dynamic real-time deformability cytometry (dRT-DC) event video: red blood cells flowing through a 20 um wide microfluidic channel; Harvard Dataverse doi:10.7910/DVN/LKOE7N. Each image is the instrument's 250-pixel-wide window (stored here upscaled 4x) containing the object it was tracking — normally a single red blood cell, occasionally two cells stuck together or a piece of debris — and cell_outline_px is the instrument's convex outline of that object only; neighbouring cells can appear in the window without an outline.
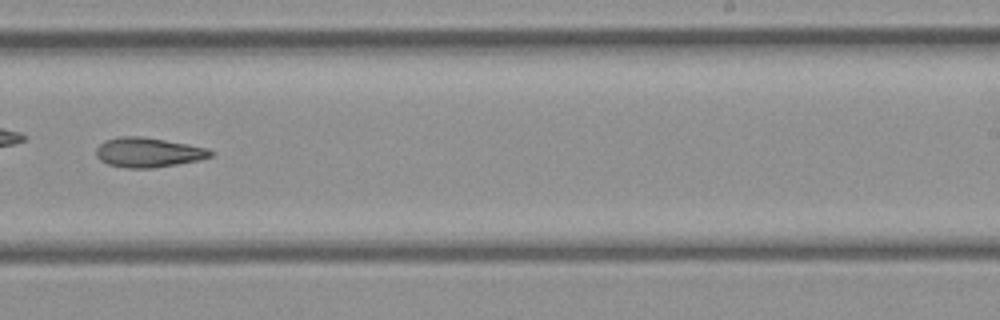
{"species": "common noctule bat (a hibernating species)", "species_latin": "Nyctalus noctula", "temperature_condition": "cold", "stored_images_in_passage": 30, "camera_frame_rate_fps": 3000, "um_per_image_px": 0.085, "animal": {"sex": "female", "body_mass_g": 21.9}, "frame": {"image": 1, "passage_image": 18, "time_ms": 5.667, "image_size_px": [1000, 320], "cell_outline_px": [[212, 156], [200, 160], [152, 168], [128, 168], [108, 164], [100, 160], [96, 156], [96, 148], [104, 140], [120, 136], [140, 136], [188, 144], [208, 148], [212, 152]], "centroid_in_image_um": [12.58, 12.95], "position_along_channel_um": 276.4, "area_um2": 19.71}}